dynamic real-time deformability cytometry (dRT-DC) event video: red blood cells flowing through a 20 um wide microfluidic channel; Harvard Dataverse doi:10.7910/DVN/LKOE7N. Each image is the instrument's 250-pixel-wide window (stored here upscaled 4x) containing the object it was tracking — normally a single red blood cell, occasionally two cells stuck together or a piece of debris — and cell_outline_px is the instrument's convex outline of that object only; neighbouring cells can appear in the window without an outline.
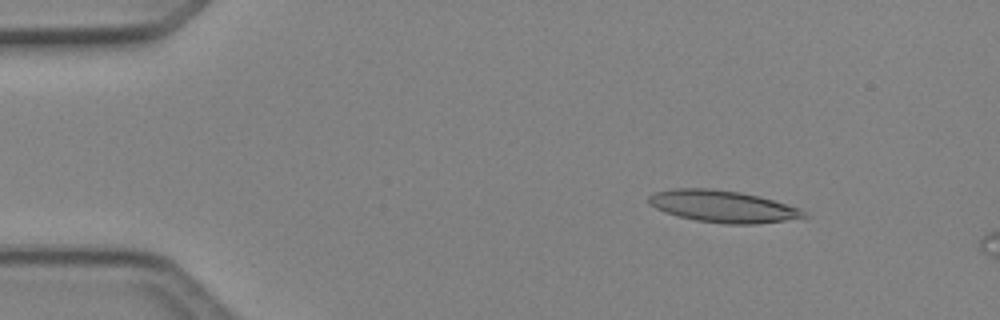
{"species": "Egyptian fruit bat (a non-hibernating species)", "species_latin": "Rousettus aegyptiacus", "temperature_condition": "cold", "stored_images_in_passage": 4, "camera_frame_rate_fps": 3000, "um_per_image_px": 0.085, "animal": {"sex": "female"}, "frame": {"image": 1, "passage_image": 2, "time_ms": 0.333, "image_size_px": [1000, 320], "cell_outline_px": [[808, 216], [784, 220], [756, 224], [724, 224], [696, 220], [664, 212], [648, 204], [648, 196], [652, 192], [672, 188], [712, 188], [740, 192], [760, 196], [800, 208], [808, 212]], "centroid_in_image_um": [61.41, 17.53], "position_along_channel_um": 23.6, "area_um2": 29.02}}